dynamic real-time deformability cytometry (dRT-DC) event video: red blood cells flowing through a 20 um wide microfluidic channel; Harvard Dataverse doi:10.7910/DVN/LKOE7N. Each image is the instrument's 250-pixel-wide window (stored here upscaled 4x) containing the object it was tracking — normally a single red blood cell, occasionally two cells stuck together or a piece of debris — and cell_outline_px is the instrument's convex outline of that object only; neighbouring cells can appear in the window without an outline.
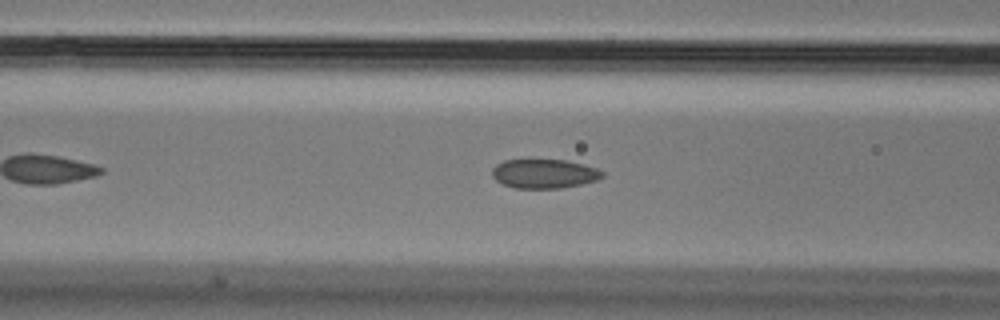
{"species": "Egyptian fruit bat (a non-hibernating species)", "species_latin": "Rousettus aegyptiacus", "temperature_condition": "cold", "stored_images_in_passage": 38, "camera_frame_rate_fps": 3000, "um_per_image_px": 0.085, "animal": {"sex": "male"}, "frame": {"image": 1, "passage_image": 5, "time_ms": 1.333, "image_size_px": [1000, 320], "cell_outline_px": [[604, 176], [600, 180], [560, 188], [516, 188], [504, 184], [496, 180], [492, 176], [492, 168], [496, 164], [504, 160], [564, 160], [584, 164], [596, 168], [604, 172]], "centroid_in_image_um": [46.28, 14.76], "position_along_channel_um": 120.3, "area_um2": 18.73}}
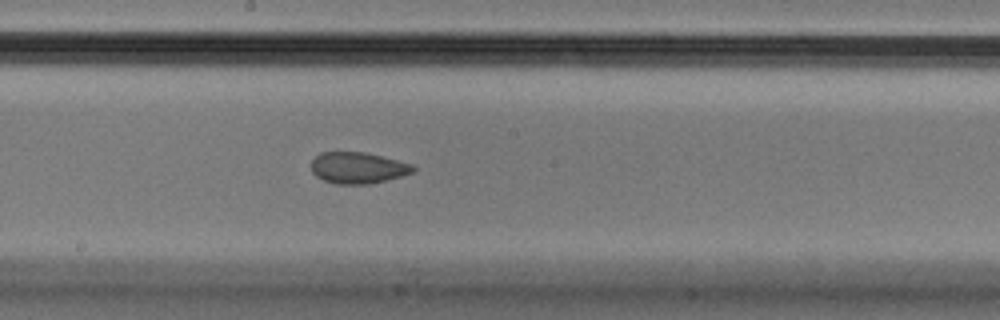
{"frame": {"image": 2, "passage_image": 13, "time_ms": 4.0, "image_size_px": [1000, 320], "cell_outline_px": [[416, 168], [412, 172], [400, 176], [368, 184], [336, 184], [324, 180], [316, 176], [312, 172], [312, 160], [320, 152], [364, 152], [412, 164]], "centroid_in_image_um": [30.38, 14.26], "position_along_channel_um": 217.8, "area_um2": 18.32}}
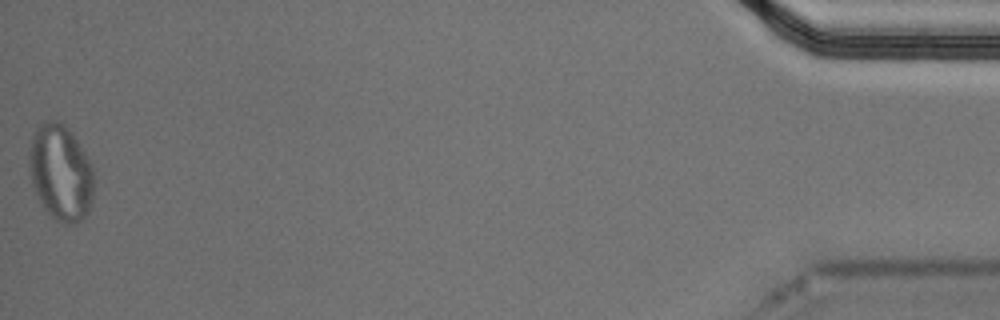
{"frame": {"image": 3, "passage_image": 38, "time_ms": 12.333, "image_size_px": [1000, 320], "cell_outline_px": [[92, 200], [88, 212], [76, 224], [64, 224], [56, 220], [44, 208], [32, 184], [28, 160], [28, 152], [32, 136], [36, 128], [44, 120], [56, 120], [64, 124], [72, 132], [92, 164]], "centroid_in_image_um": [5.14, 14.64], "position_along_channel_um": 430.1, "area_um2": 36.24}, "authors_computed_cell_mechanics": {"area_um2": 19.6231, "velocity_mm_per_s": 3.642, "shape_relaxation_time_tau1_ms": null, "shape_relaxation_time_tau2_ms": 1.6798, "deformation_change_tau1": null, "deformation_change_tau2": 0.0494}}